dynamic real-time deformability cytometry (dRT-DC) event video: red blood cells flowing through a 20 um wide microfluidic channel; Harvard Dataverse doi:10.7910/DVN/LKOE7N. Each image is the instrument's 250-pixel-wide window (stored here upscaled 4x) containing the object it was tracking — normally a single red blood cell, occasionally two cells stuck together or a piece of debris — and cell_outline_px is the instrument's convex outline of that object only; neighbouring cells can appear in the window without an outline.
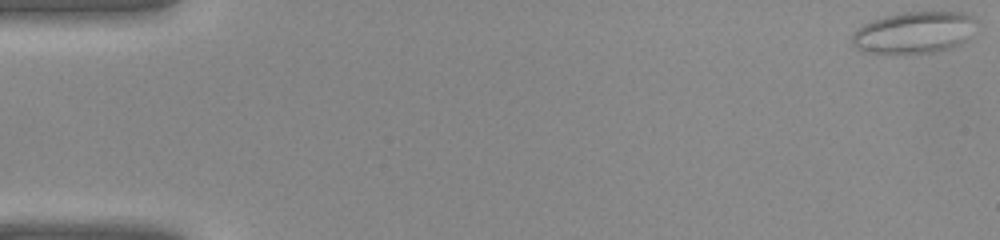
{"species": "common noctule bat (a hibernating species)", "species_latin": "Nyctalus noctula", "temperature_condition": "warm", "stored_images_in_passage": 41, "camera_frame_rate_fps": 3000, "um_per_image_px": 0.085, "animal": {"sex": "female", "body_mass_g": 22.0, "forearm_length_mm": 56.7}, "frame": {"image": 1, "passage_image": 1, "time_ms": 0.0, "image_size_px": [1000, 240], "cell_outline_px": [[976, 20], [964, 40], [956, 48], [936, 52], [864, 52], [856, 48], [852, 44], [852, 36], [856, 28], [872, 20], [884, 16], [900, 12], [964, 12], [972, 16]], "centroid_in_image_um": [77.66, 2.75], "position_along_channel_um": 7.3, "area_um2": 29.88}}
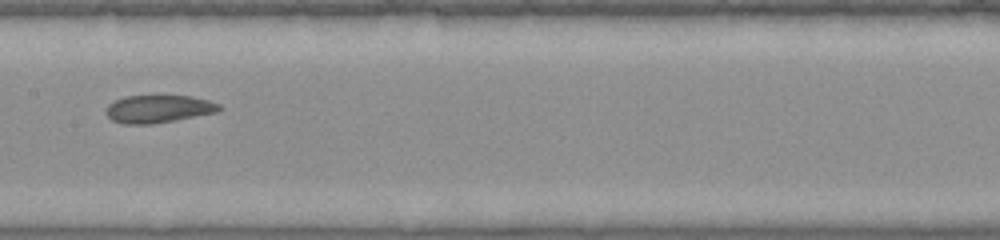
{"frame": {"image": 2, "passage_image": 21, "time_ms": 6.667, "image_size_px": [1000, 240], "cell_outline_px": [[220, 112], [152, 124], [124, 124], [112, 120], [104, 112], [108, 104], [116, 100], [128, 96], [192, 96], [208, 100], [220, 104]], "centroid_in_image_um": [13.47, 9.26], "position_along_channel_um": 193.9, "area_um2": 18.26}}
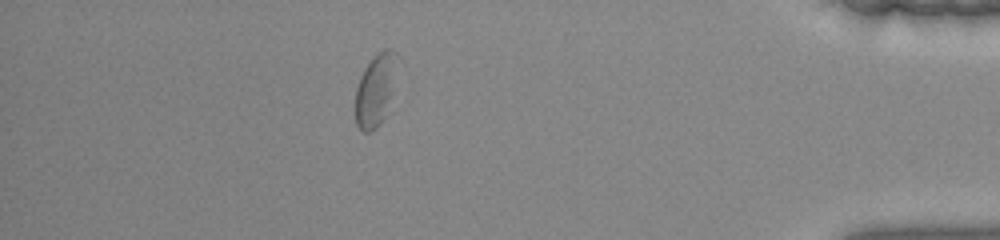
{"frame": {"image": 3, "passage_image": 36, "time_ms": 11.667, "image_size_px": [1000, 240], "cell_outline_px": [[400, 56], [392, 92], [384, 116], [380, 124], [376, 128], [368, 132], [364, 132], [356, 124], [356, 88], [360, 76], [364, 68], [372, 56], [384, 48], [392, 48]], "centroid_in_image_um": [31.94, 7.55], "position_along_channel_um": 403.3, "area_um2": 17.8}}